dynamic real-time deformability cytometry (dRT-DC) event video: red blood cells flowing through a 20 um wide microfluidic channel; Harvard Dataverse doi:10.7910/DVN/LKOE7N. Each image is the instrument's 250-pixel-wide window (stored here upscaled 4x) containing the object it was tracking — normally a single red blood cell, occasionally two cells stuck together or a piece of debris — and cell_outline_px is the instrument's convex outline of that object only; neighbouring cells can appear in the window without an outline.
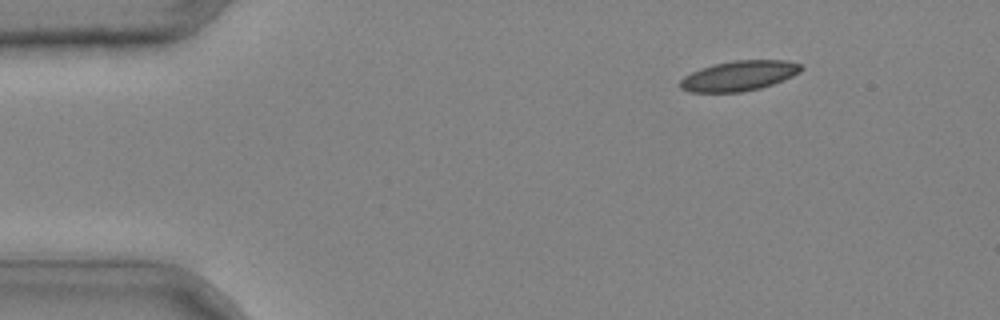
{"species": "common noctule bat (a hibernating species)", "species_latin": "Nyctalus noctula", "temperature_condition": "cold", "stored_images_in_passage": 39, "camera_frame_rate_fps": 3000, "um_per_image_px": 0.085, "animal": {"sex": "male", "body_mass_g": 20.4}, "frame": {"image": 1, "passage_image": 6, "time_ms": 1.667, "image_size_px": [1000, 320], "cell_outline_px": [[804, 68], [800, 72], [792, 76], [772, 84], [760, 88], [740, 92], [688, 92], [680, 88], [680, 80], [684, 76], [700, 68], [712, 64], [736, 60], [788, 60], [800, 64]], "centroid_in_image_um": [62.8, 6.43], "position_along_channel_um": 22.2, "area_um2": 21.21}}
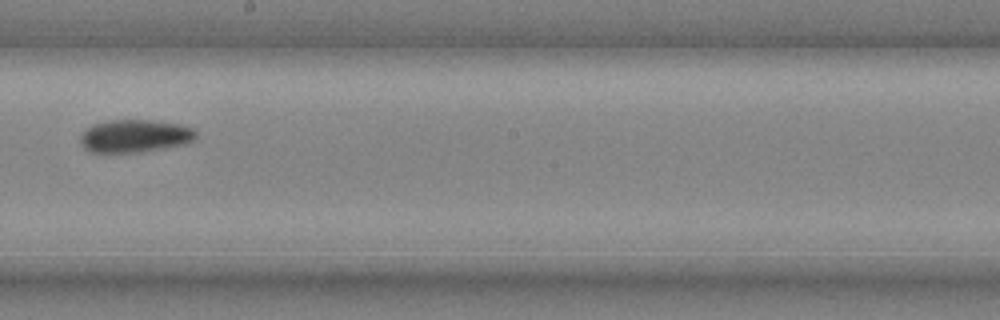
{"frame": {"image": 2, "passage_image": 25, "time_ms": 8.0, "image_size_px": [1000, 320], "cell_outline_px": [[196, 140], [188, 144], [144, 152], [88, 152], [80, 144], [80, 136], [92, 124], [112, 120], [152, 120], [180, 124], [192, 128], [196, 132]], "centroid_in_image_um": [11.5, 11.57], "position_along_channel_um": 236.7, "area_um2": 22.37}}
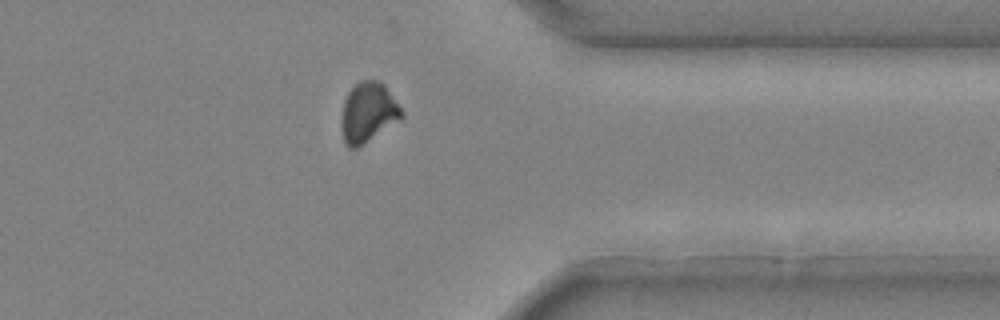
{"frame": {"image": 3, "passage_image": 35, "time_ms": 11.333, "image_size_px": [1000, 320], "cell_outline_px": [[404, 116], [400, 120], [356, 148], [348, 148], [344, 140], [340, 120], [344, 100], [348, 92], [360, 80], [376, 80], [384, 84], [404, 112]], "centroid_in_image_um": [31.28, 9.55], "position_along_channel_um": 380.1, "area_um2": 20.92}}